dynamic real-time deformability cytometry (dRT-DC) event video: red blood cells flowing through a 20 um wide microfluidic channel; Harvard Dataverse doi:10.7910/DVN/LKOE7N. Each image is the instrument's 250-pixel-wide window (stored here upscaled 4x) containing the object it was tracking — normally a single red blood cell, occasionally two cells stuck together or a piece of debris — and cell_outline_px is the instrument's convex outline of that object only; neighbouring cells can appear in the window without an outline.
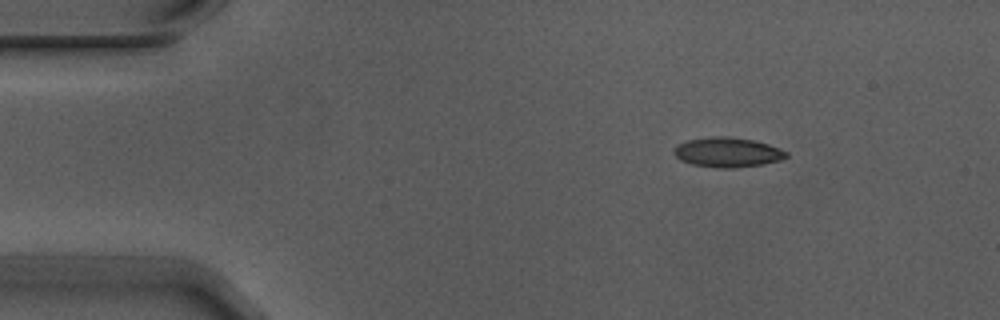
{"species": "Egyptian fruit bat (a non-hibernating species)", "species_latin": "Rousettus aegyptiacus", "temperature_condition": "warm", "stored_images_in_passage": 4, "camera_frame_rate_fps": 3000, "um_per_image_px": 0.085, "animal": {"sex": "male"}, "frame": {"image": 1, "passage_image": 1, "time_ms": 0.0, "image_size_px": [1000, 320], "cell_outline_px": [[788, 156], [780, 160], [760, 164], [732, 168], [716, 168], [692, 164], [680, 160], [676, 156], [676, 148], [680, 144], [688, 140], [712, 136], [724, 136], [752, 140], [768, 144], [780, 148], [788, 152]], "centroid_in_image_um": [61.87, 12.95], "position_along_channel_um": 23.1, "area_um2": 19.13}}
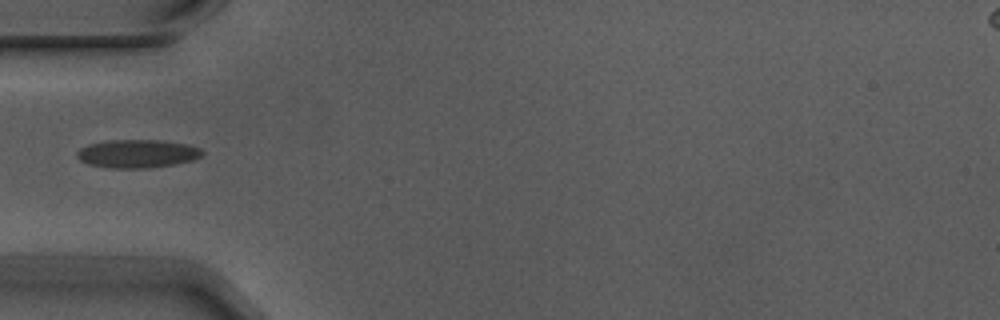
{"frame": {"image": 2, "passage_image": 4, "time_ms": 1.0, "image_size_px": [1000, 320], "cell_outline_px": [[204, 152], [200, 156], [192, 160], [176, 164], [148, 168], [108, 168], [88, 164], [80, 160], [76, 156], [76, 152], [80, 148], [88, 144], [112, 140], [160, 140], [184, 144], [200, 148]], "centroid_in_image_um": [11.64, 13.07], "position_along_channel_um": 73.4, "area_um2": 20.58}}